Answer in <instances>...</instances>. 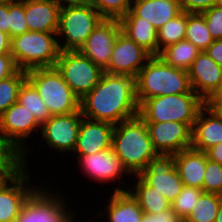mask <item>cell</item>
Segmentation results:
<instances>
[{
    "label": "cell",
    "mask_w": 222,
    "mask_h": 222,
    "mask_svg": "<svg viewBox=\"0 0 222 222\" xmlns=\"http://www.w3.org/2000/svg\"><path fill=\"white\" fill-rule=\"evenodd\" d=\"M115 125L82 117L73 154L89 155L112 148Z\"/></svg>",
    "instance_id": "17"
},
{
    "label": "cell",
    "mask_w": 222,
    "mask_h": 222,
    "mask_svg": "<svg viewBox=\"0 0 222 222\" xmlns=\"http://www.w3.org/2000/svg\"><path fill=\"white\" fill-rule=\"evenodd\" d=\"M0 31L9 34L8 2H0Z\"/></svg>",
    "instance_id": "42"
},
{
    "label": "cell",
    "mask_w": 222,
    "mask_h": 222,
    "mask_svg": "<svg viewBox=\"0 0 222 222\" xmlns=\"http://www.w3.org/2000/svg\"><path fill=\"white\" fill-rule=\"evenodd\" d=\"M11 37L9 34L0 31V55L11 54Z\"/></svg>",
    "instance_id": "44"
},
{
    "label": "cell",
    "mask_w": 222,
    "mask_h": 222,
    "mask_svg": "<svg viewBox=\"0 0 222 222\" xmlns=\"http://www.w3.org/2000/svg\"><path fill=\"white\" fill-rule=\"evenodd\" d=\"M151 56L142 46L120 32L114 42L108 68L104 72L136 78Z\"/></svg>",
    "instance_id": "15"
},
{
    "label": "cell",
    "mask_w": 222,
    "mask_h": 222,
    "mask_svg": "<svg viewBox=\"0 0 222 222\" xmlns=\"http://www.w3.org/2000/svg\"><path fill=\"white\" fill-rule=\"evenodd\" d=\"M182 11L188 13H202L216 5V0H179Z\"/></svg>",
    "instance_id": "39"
},
{
    "label": "cell",
    "mask_w": 222,
    "mask_h": 222,
    "mask_svg": "<svg viewBox=\"0 0 222 222\" xmlns=\"http://www.w3.org/2000/svg\"><path fill=\"white\" fill-rule=\"evenodd\" d=\"M182 220L172 207H170L156 214L144 213L141 222H182Z\"/></svg>",
    "instance_id": "38"
},
{
    "label": "cell",
    "mask_w": 222,
    "mask_h": 222,
    "mask_svg": "<svg viewBox=\"0 0 222 222\" xmlns=\"http://www.w3.org/2000/svg\"><path fill=\"white\" fill-rule=\"evenodd\" d=\"M204 105L222 118V102H204Z\"/></svg>",
    "instance_id": "47"
},
{
    "label": "cell",
    "mask_w": 222,
    "mask_h": 222,
    "mask_svg": "<svg viewBox=\"0 0 222 222\" xmlns=\"http://www.w3.org/2000/svg\"><path fill=\"white\" fill-rule=\"evenodd\" d=\"M182 12L179 0H133L123 17L144 18L159 30Z\"/></svg>",
    "instance_id": "19"
},
{
    "label": "cell",
    "mask_w": 222,
    "mask_h": 222,
    "mask_svg": "<svg viewBox=\"0 0 222 222\" xmlns=\"http://www.w3.org/2000/svg\"><path fill=\"white\" fill-rule=\"evenodd\" d=\"M103 19L91 3L60 8L57 31L60 51H79Z\"/></svg>",
    "instance_id": "8"
},
{
    "label": "cell",
    "mask_w": 222,
    "mask_h": 222,
    "mask_svg": "<svg viewBox=\"0 0 222 222\" xmlns=\"http://www.w3.org/2000/svg\"><path fill=\"white\" fill-rule=\"evenodd\" d=\"M205 51L219 66L222 67V39L214 40Z\"/></svg>",
    "instance_id": "41"
},
{
    "label": "cell",
    "mask_w": 222,
    "mask_h": 222,
    "mask_svg": "<svg viewBox=\"0 0 222 222\" xmlns=\"http://www.w3.org/2000/svg\"><path fill=\"white\" fill-rule=\"evenodd\" d=\"M174 160L183 185L202 189L206 168V152L190 147L175 154Z\"/></svg>",
    "instance_id": "23"
},
{
    "label": "cell",
    "mask_w": 222,
    "mask_h": 222,
    "mask_svg": "<svg viewBox=\"0 0 222 222\" xmlns=\"http://www.w3.org/2000/svg\"><path fill=\"white\" fill-rule=\"evenodd\" d=\"M17 102L27 108V110L34 115L36 121L40 125L51 117L50 112L38 91L28 80H26L21 86Z\"/></svg>",
    "instance_id": "27"
},
{
    "label": "cell",
    "mask_w": 222,
    "mask_h": 222,
    "mask_svg": "<svg viewBox=\"0 0 222 222\" xmlns=\"http://www.w3.org/2000/svg\"><path fill=\"white\" fill-rule=\"evenodd\" d=\"M202 190L222 195V165L208 159L207 154Z\"/></svg>",
    "instance_id": "36"
},
{
    "label": "cell",
    "mask_w": 222,
    "mask_h": 222,
    "mask_svg": "<svg viewBox=\"0 0 222 222\" xmlns=\"http://www.w3.org/2000/svg\"><path fill=\"white\" fill-rule=\"evenodd\" d=\"M133 0H91V4L106 19H120L129 10Z\"/></svg>",
    "instance_id": "33"
},
{
    "label": "cell",
    "mask_w": 222,
    "mask_h": 222,
    "mask_svg": "<svg viewBox=\"0 0 222 222\" xmlns=\"http://www.w3.org/2000/svg\"><path fill=\"white\" fill-rule=\"evenodd\" d=\"M82 117L81 110L65 115H52L41 125L40 135L43 136V141L54 151L56 149L60 153H72Z\"/></svg>",
    "instance_id": "13"
},
{
    "label": "cell",
    "mask_w": 222,
    "mask_h": 222,
    "mask_svg": "<svg viewBox=\"0 0 222 222\" xmlns=\"http://www.w3.org/2000/svg\"><path fill=\"white\" fill-rule=\"evenodd\" d=\"M204 191L198 187L183 186L182 191L171 203L172 209L182 218L186 219L192 212L195 203Z\"/></svg>",
    "instance_id": "32"
},
{
    "label": "cell",
    "mask_w": 222,
    "mask_h": 222,
    "mask_svg": "<svg viewBox=\"0 0 222 222\" xmlns=\"http://www.w3.org/2000/svg\"><path fill=\"white\" fill-rule=\"evenodd\" d=\"M76 159L80 170H83V172L80 173L86 174L85 176H88L89 181L92 179V181L103 183L101 185H105L106 183L110 184V182L112 184L114 181L115 185L116 182H119L118 187L115 186L114 192L128 191L129 188H126L127 185H125L128 183L123 184L121 182L122 180L123 182H127L123 179L124 175H129L130 178H132V175L124 167L120 158L114 153L112 148L89 155H79ZM119 185L122 187L125 185V188H121Z\"/></svg>",
    "instance_id": "11"
},
{
    "label": "cell",
    "mask_w": 222,
    "mask_h": 222,
    "mask_svg": "<svg viewBox=\"0 0 222 222\" xmlns=\"http://www.w3.org/2000/svg\"><path fill=\"white\" fill-rule=\"evenodd\" d=\"M60 8L68 6H80L91 3V0H53Z\"/></svg>",
    "instance_id": "45"
},
{
    "label": "cell",
    "mask_w": 222,
    "mask_h": 222,
    "mask_svg": "<svg viewBox=\"0 0 222 222\" xmlns=\"http://www.w3.org/2000/svg\"><path fill=\"white\" fill-rule=\"evenodd\" d=\"M19 70L11 54L0 55V80L14 75Z\"/></svg>",
    "instance_id": "40"
},
{
    "label": "cell",
    "mask_w": 222,
    "mask_h": 222,
    "mask_svg": "<svg viewBox=\"0 0 222 222\" xmlns=\"http://www.w3.org/2000/svg\"><path fill=\"white\" fill-rule=\"evenodd\" d=\"M158 154L175 155L192 145V128L180 122H145Z\"/></svg>",
    "instance_id": "14"
},
{
    "label": "cell",
    "mask_w": 222,
    "mask_h": 222,
    "mask_svg": "<svg viewBox=\"0 0 222 222\" xmlns=\"http://www.w3.org/2000/svg\"><path fill=\"white\" fill-rule=\"evenodd\" d=\"M10 53L20 70L55 67L60 54L57 33L27 31L12 37Z\"/></svg>",
    "instance_id": "5"
},
{
    "label": "cell",
    "mask_w": 222,
    "mask_h": 222,
    "mask_svg": "<svg viewBox=\"0 0 222 222\" xmlns=\"http://www.w3.org/2000/svg\"><path fill=\"white\" fill-rule=\"evenodd\" d=\"M200 52L192 42L184 39L167 46L158 56L167 64L188 71Z\"/></svg>",
    "instance_id": "26"
},
{
    "label": "cell",
    "mask_w": 222,
    "mask_h": 222,
    "mask_svg": "<svg viewBox=\"0 0 222 222\" xmlns=\"http://www.w3.org/2000/svg\"><path fill=\"white\" fill-rule=\"evenodd\" d=\"M185 39L192 42L201 51H205L213 43L214 39L201 13L187 12Z\"/></svg>",
    "instance_id": "28"
},
{
    "label": "cell",
    "mask_w": 222,
    "mask_h": 222,
    "mask_svg": "<svg viewBox=\"0 0 222 222\" xmlns=\"http://www.w3.org/2000/svg\"><path fill=\"white\" fill-rule=\"evenodd\" d=\"M8 26L11 38L29 31L25 19L24 0L17 3H8Z\"/></svg>",
    "instance_id": "35"
},
{
    "label": "cell",
    "mask_w": 222,
    "mask_h": 222,
    "mask_svg": "<svg viewBox=\"0 0 222 222\" xmlns=\"http://www.w3.org/2000/svg\"><path fill=\"white\" fill-rule=\"evenodd\" d=\"M120 32L119 19L104 18L79 51L105 71L112 56L114 42Z\"/></svg>",
    "instance_id": "16"
},
{
    "label": "cell",
    "mask_w": 222,
    "mask_h": 222,
    "mask_svg": "<svg viewBox=\"0 0 222 222\" xmlns=\"http://www.w3.org/2000/svg\"><path fill=\"white\" fill-rule=\"evenodd\" d=\"M208 159L222 165V142L206 151Z\"/></svg>",
    "instance_id": "43"
},
{
    "label": "cell",
    "mask_w": 222,
    "mask_h": 222,
    "mask_svg": "<svg viewBox=\"0 0 222 222\" xmlns=\"http://www.w3.org/2000/svg\"><path fill=\"white\" fill-rule=\"evenodd\" d=\"M204 101L193 91L146 99L139 106V116L145 122H180L194 126Z\"/></svg>",
    "instance_id": "6"
},
{
    "label": "cell",
    "mask_w": 222,
    "mask_h": 222,
    "mask_svg": "<svg viewBox=\"0 0 222 222\" xmlns=\"http://www.w3.org/2000/svg\"><path fill=\"white\" fill-rule=\"evenodd\" d=\"M133 179L136 184L133 182L134 186H129L131 189L128 191L138 201L143 213L156 214L171 207V203L162 193L147 185L138 175Z\"/></svg>",
    "instance_id": "25"
},
{
    "label": "cell",
    "mask_w": 222,
    "mask_h": 222,
    "mask_svg": "<svg viewBox=\"0 0 222 222\" xmlns=\"http://www.w3.org/2000/svg\"><path fill=\"white\" fill-rule=\"evenodd\" d=\"M22 167V156L20 154L12 151L0 150V188Z\"/></svg>",
    "instance_id": "34"
},
{
    "label": "cell",
    "mask_w": 222,
    "mask_h": 222,
    "mask_svg": "<svg viewBox=\"0 0 222 222\" xmlns=\"http://www.w3.org/2000/svg\"><path fill=\"white\" fill-rule=\"evenodd\" d=\"M204 102H222V82Z\"/></svg>",
    "instance_id": "46"
},
{
    "label": "cell",
    "mask_w": 222,
    "mask_h": 222,
    "mask_svg": "<svg viewBox=\"0 0 222 222\" xmlns=\"http://www.w3.org/2000/svg\"><path fill=\"white\" fill-rule=\"evenodd\" d=\"M215 222H222V197H221V202L219 205V210H218V214H217Z\"/></svg>",
    "instance_id": "48"
},
{
    "label": "cell",
    "mask_w": 222,
    "mask_h": 222,
    "mask_svg": "<svg viewBox=\"0 0 222 222\" xmlns=\"http://www.w3.org/2000/svg\"><path fill=\"white\" fill-rule=\"evenodd\" d=\"M30 174L23 166L0 188V222H80L64 194L44 183L32 186Z\"/></svg>",
    "instance_id": "1"
},
{
    "label": "cell",
    "mask_w": 222,
    "mask_h": 222,
    "mask_svg": "<svg viewBox=\"0 0 222 222\" xmlns=\"http://www.w3.org/2000/svg\"><path fill=\"white\" fill-rule=\"evenodd\" d=\"M186 26L187 12L183 11L158 30V55L167 46L185 39Z\"/></svg>",
    "instance_id": "30"
},
{
    "label": "cell",
    "mask_w": 222,
    "mask_h": 222,
    "mask_svg": "<svg viewBox=\"0 0 222 222\" xmlns=\"http://www.w3.org/2000/svg\"><path fill=\"white\" fill-rule=\"evenodd\" d=\"M191 90L188 71L167 64L158 55L151 56L136 77L139 106L149 98L184 94Z\"/></svg>",
    "instance_id": "4"
},
{
    "label": "cell",
    "mask_w": 222,
    "mask_h": 222,
    "mask_svg": "<svg viewBox=\"0 0 222 222\" xmlns=\"http://www.w3.org/2000/svg\"><path fill=\"white\" fill-rule=\"evenodd\" d=\"M216 5L222 6V0H216Z\"/></svg>",
    "instance_id": "50"
},
{
    "label": "cell",
    "mask_w": 222,
    "mask_h": 222,
    "mask_svg": "<svg viewBox=\"0 0 222 222\" xmlns=\"http://www.w3.org/2000/svg\"><path fill=\"white\" fill-rule=\"evenodd\" d=\"M111 196L107 199L108 205L104 206V213L100 210L96 215L100 218L105 217V222H141L143 211L138 201L132 196L129 191H120L110 193ZM102 216V217H101Z\"/></svg>",
    "instance_id": "22"
},
{
    "label": "cell",
    "mask_w": 222,
    "mask_h": 222,
    "mask_svg": "<svg viewBox=\"0 0 222 222\" xmlns=\"http://www.w3.org/2000/svg\"><path fill=\"white\" fill-rule=\"evenodd\" d=\"M26 80V71L20 69L14 75L0 80V116L17 102L19 90Z\"/></svg>",
    "instance_id": "31"
},
{
    "label": "cell",
    "mask_w": 222,
    "mask_h": 222,
    "mask_svg": "<svg viewBox=\"0 0 222 222\" xmlns=\"http://www.w3.org/2000/svg\"><path fill=\"white\" fill-rule=\"evenodd\" d=\"M112 149L132 177L139 175L148 162L158 155L147 125L139 115L115 125Z\"/></svg>",
    "instance_id": "3"
},
{
    "label": "cell",
    "mask_w": 222,
    "mask_h": 222,
    "mask_svg": "<svg viewBox=\"0 0 222 222\" xmlns=\"http://www.w3.org/2000/svg\"><path fill=\"white\" fill-rule=\"evenodd\" d=\"M55 67L80 100L97 85L104 73L80 51H60Z\"/></svg>",
    "instance_id": "10"
},
{
    "label": "cell",
    "mask_w": 222,
    "mask_h": 222,
    "mask_svg": "<svg viewBox=\"0 0 222 222\" xmlns=\"http://www.w3.org/2000/svg\"><path fill=\"white\" fill-rule=\"evenodd\" d=\"M201 14L204 16L212 38L214 40L222 39V6L214 5Z\"/></svg>",
    "instance_id": "37"
},
{
    "label": "cell",
    "mask_w": 222,
    "mask_h": 222,
    "mask_svg": "<svg viewBox=\"0 0 222 222\" xmlns=\"http://www.w3.org/2000/svg\"><path fill=\"white\" fill-rule=\"evenodd\" d=\"M192 90L205 101L222 82V67L201 51L188 70Z\"/></svg>",
    "instance_id": "18"
},
{
    "label": "cell",
    "mask_w": 222,
    "mask_h": 222,
    "mask_svg": "<svg viewBox=\"0 0 222 222\" xmlns=\"http://www.w3.org/2000/svg\"><path fill=\"white\" fill-rule=\"evenodd\" d=\"M26 76L38 91L51 116L75 113L80 110V99L56 67L27 70Z\"/></svg>",
    "instance_id": "7"
},
{
    "label": "cell",
    "mask_w": 222,
    "mask_h": 222,
    "mask_svg": "<svg viewBox=\"0 0 222 222\" xmlns=\"http://www.w3.org/2000/svg\"><path fill=\"white\" fill-rule=\"evenodd\" d=\"M23 0H0V2H8V3H17L22 2Z\"/></svg>",
    "instance_id": "49"
},
{
    "label": "cell",
    "mask_w": 222,
    "mask_h": 222,
    "mask_svg": "<svg viewBox=\"0 0 222 222\" xmlns=\"http://www.w3.org/2000/svg\"><path fill=\"white\" fill-rule=\"evenodd\" d=\"M36 131L40 133L41 125L27 108L16 102L0 116V150L20 154L23 166L27 167L25 156L33 151L28 147L27 140Z\"/></svg>",
    "instance_id": "9"
},
{
    "label": "cell",
    "mask_w": 222,
    "mask_h": 222,
    "mask_svg": "<svg viewBox=\"0 0 222 222\" xmlns=\"http://www.w3.org/2000/svg\"><path fill=\"white\" fill-rule=\"evenodd\" d=\"M138 176L162 193L170 203L177 198L184 186L175 167L174 155L158 154Z\"/></svg>",
    "instance_id": "12"
},
{
    "label": "cell",
    "mask_w": 222,
    "mask_h": 222,
    "mask_svg": "<svg viewBox=\"0 0 222 222\" xmlns=\"http://www.w3.org/2000/svg\"><path fill=\"white\" fill-rule=\"evenodd\" d=\"M82 116L113 125L139 115L136 78L104 72L97 85L80 100Z\"/></svg>",
    "instance_id": "2"
},
{
    "label": "cell",
    "mask_w": 222,
    "mask_h": 222,
    "mask_svg": "<svg viewBox=\"0 0 222 222\" xmlns=\"http://www.w3.org/2000/svg\"><path fill=\"white\" fill-rule=\"evenodd\" d=\"M119 22L123 34L152 56L158 55V30L148 20L141 17H122Z\"/></svg>",
    "instance_id": "24"
},
{
    "label": "cell",
    "mask_w": 222,
    "mask_h": 222,
    "mask_svg": "<svg viewBox=\"0 0 222 222\" xmlns=\"http://www.w3.org/2000/svg\"><path fill=\"white\" fill-rule=\"evenodd\" d=\"M29 31L57 33L60 7L53 0H24Z\"/></svg>",
    "instance_id": "21"
},
{
    "label": "cell",
    "mask_w": 222,
    "mask_h": 222,
    "mask_svg": "<svg viewBox=\"0 0 222 222\" xmlns=\"http://www.w3.org/2000/svg\"><path fill=\"white\" fill-rule=\"evenodd\" d=\"M221 197L220 194L203 192L185 220L188 222H215Z\"/></svg>",
    "instance_id": "29"
},
{
    "label": "cell",
    "mask_w": 222,
    "mask_h": 222,
    "mask_svg": "<svg viewBox=\"0 0 222 222\" xmlns=\"http://www.w3.org/2000/svg\"><path fill=\"white\" fill-rule=\"evenodd\" d=\"M222 142V118L205 105L200 109L192 128L191 147L206 152Z\"/></svg>",
    "instance_id": "20"
}]
</instances>
